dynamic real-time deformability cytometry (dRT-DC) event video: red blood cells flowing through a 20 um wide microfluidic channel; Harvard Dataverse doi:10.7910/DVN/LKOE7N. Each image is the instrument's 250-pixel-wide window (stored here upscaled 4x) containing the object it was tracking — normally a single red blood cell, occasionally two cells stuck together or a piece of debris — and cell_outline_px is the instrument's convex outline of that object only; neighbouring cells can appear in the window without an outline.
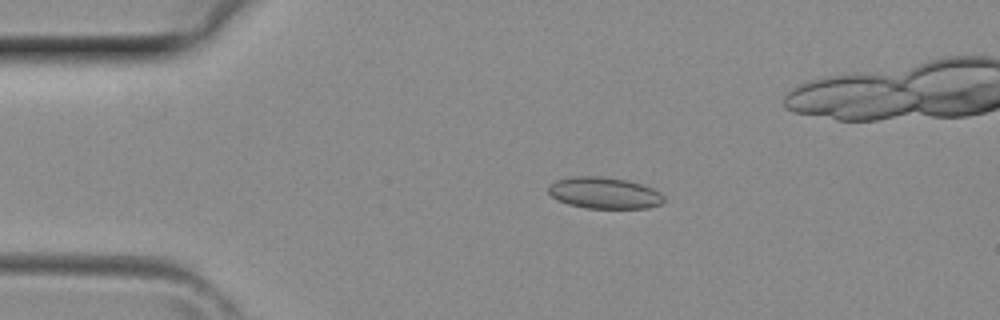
{"species": "common noctule bat (a hibernating species)", "species_latin": "Nyctalus noctula", "temperature_condition": "room temperature", "stored_images_in_passage": 4, "camera_frame_rate_fps": 3000, "um_per_image_px": 0.085, "animal": {"sex": "female", "body_mass_g": 29.2, "forearm_length_mm": 56.3}, "frame": {"image": 1, "passage_image": 2, "time_ms": 0.333, "image_size_px": [1000, 320], "cell_outline_px": [[664, 200], [660, 204], [648, 208], [588, 208], [568, 204], [556, 200], [548, 192], [548, 184], [556, 180], [576, 176], [600, 176], [628, 180], [652, 188], [660, 192], [664, 196]], "centroid_in_image_um": [51.34, 16.4], "position_along_channel_um": 33.7, "area_um2": 21.21}}